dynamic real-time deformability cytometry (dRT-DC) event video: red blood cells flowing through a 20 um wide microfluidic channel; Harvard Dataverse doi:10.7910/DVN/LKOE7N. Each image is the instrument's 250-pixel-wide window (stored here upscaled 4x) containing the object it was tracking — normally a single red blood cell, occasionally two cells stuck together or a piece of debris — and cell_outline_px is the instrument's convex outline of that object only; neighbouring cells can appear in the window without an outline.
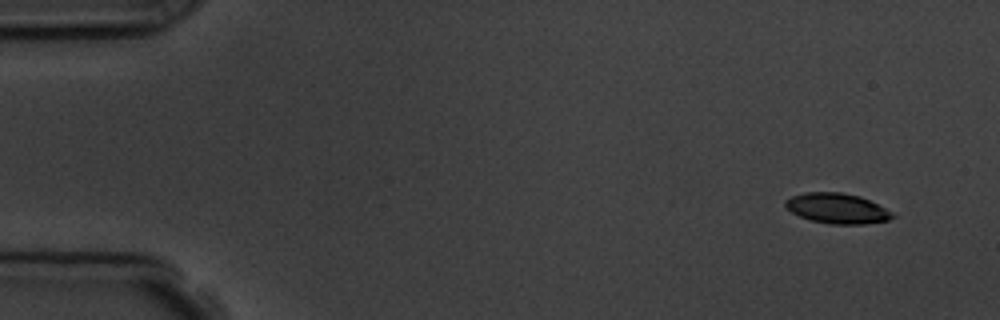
{"species": "common noctule bat (a hibernating species)", "species_latin": "Nyctalus noctula", "temperature_condition": "room temperature", "stored_images_in_passage": 5, "camera_frame_rate_fps": 3000, "um_per_image_px": 0.085, "animal": {"sex": "male", "body_mass_g": 19.5, "forearm_length_mm": 54.6}, "frame": {"image": 1, "passage_image": 1, "time_ms": 0.0, "image_size_px": [1000, 320], "cell_outline_px": [[896, 216], [888, 220], [864, 224], [832, 224], [812, 220], [800, 216], [792, 212], [784, 204], [784, 200], [792, 196], [804, 192], [840, 192], [860, 196], [892, 212]], "centroid_in_image_um": [71.14, 17.71], "position_along_channel_um": 13.9, "area_um2": 18.67}}
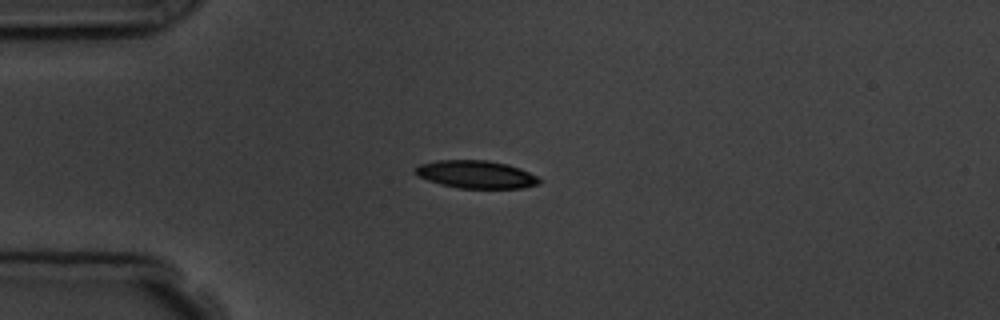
{"frame": {"image": 2, "passage_image": 4, "time_ms": 3.333, "image_size_px": [1000, 320], "cell_outline_px": [[544, 180], [540, 184], [520, 188], [460, 188], [440, 184], [428, 180], [412, 172], [420, 164], [440, 160], [488, 160], [508, 164], [520, 168]], "centroid_in_image_um": [40.5, 14.82], "position_along_channel_um": 44.5, "area_um2": 20.06}}